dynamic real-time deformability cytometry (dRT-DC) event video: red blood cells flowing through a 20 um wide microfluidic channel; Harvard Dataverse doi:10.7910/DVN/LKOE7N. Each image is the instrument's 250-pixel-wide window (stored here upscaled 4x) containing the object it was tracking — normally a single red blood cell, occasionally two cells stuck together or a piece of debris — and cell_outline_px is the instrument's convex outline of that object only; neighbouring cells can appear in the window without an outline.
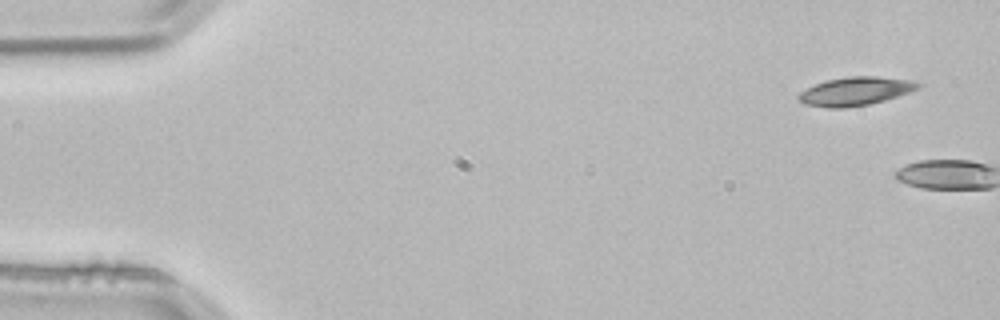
{"species": "common noctule bat (a hibernating species)", "species_latin": "Nyctalus noctula", "temperature_condition": "room temperature", "stored_images_in_passage": 5, "segment_of_instrument_passage": [2, 2], "camera_frame_rate_fps": 3000, "um_per_image_px": 0.085, "animal": {"sex": "male", "body_mass_g": 21.5, "forearm_length_mm": 52.0}, "frame": {"image": 1, "passage_image": 5, "time_ms": 1.333, "image_size_px": [1000, 320], "cell_outline_px": [[920, 88], [884, 100], [868, 104], [844, 108], [828, 108], [804, 104], [796, 96], [800, 92], [816, 84], [828, 80], [848, 76], [876, 76], [912, 80], [920, 84]], "centroid_in_image_um": [72.69, 7.75], "position_along_channel_um": 12.3, "area_um2": 19.59}}